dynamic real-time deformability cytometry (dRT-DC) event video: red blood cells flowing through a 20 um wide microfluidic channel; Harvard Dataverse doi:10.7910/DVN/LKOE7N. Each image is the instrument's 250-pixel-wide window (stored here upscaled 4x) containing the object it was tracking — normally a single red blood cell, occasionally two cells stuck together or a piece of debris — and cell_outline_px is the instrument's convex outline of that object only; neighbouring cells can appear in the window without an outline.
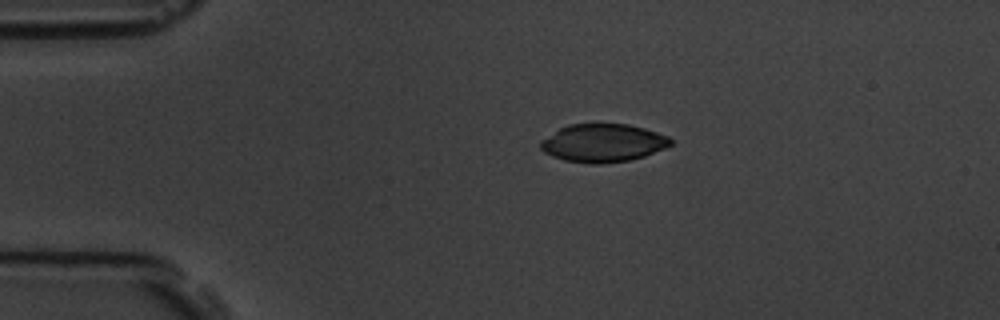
{"species": "common noctule bat (a hibernating species)", "species_latin": "Nyctalus noctula", "temperature_condition": "room temperature", "stored_images_in_passage": 4, "camera_frame_rate_fps": 3000, "um_per_image_px": 0.085, "animal": {"sex": "male", "body_mass_g": 19.5, "forearm_length_mm": 54.6}, "frame": {"image": 1, "passage_image": 3, "time_ms": 2.333, "image_size_px": [1000, 320], "cell_outline_px": [[672, 144], [664, 148], [644, 156], [628, 160], [604, 164], [592, 164], [564, 160], [552, 156], [544, 152], [540, 148], [540, 140], [560, 128], [568, 124], [628, 124], [644, 128], [668, 136], [672, 140]], "centroid_in_image_um": [51.23, 12.15], "position_along_channel_um": 33.8, "area_um2": 28.84}}